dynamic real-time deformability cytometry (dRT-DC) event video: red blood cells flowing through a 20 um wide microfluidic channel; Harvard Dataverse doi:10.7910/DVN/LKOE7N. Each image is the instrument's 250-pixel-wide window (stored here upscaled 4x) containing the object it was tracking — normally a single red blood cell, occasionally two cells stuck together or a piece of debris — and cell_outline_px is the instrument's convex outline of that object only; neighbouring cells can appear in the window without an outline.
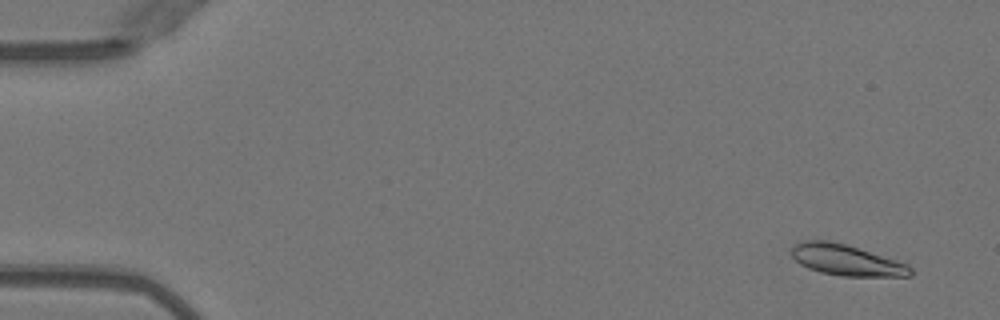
{"species": "Egyptian fruit bat (a non-hibernating species)", "species_latin": "Rousettus aegyptiacus", "temperature_condition": "warm", "stored_images_in_passage": 52, "camera_frame_rate_fps": 3000, "um_per_image_px": 0.085, "animal": {"sex": "female"}, "frame": {"image": 1, "passage_image": 3, "time_ms": 0.667, "image_size_px": [1000, 320], "cell_outline_px": [[912, 276], [840, 276], [820, 272], [808, 268], [800, 264], [792, 256], [792, 248], [796, 244], [808, 240], [828, 240], [844, 244], [896, 260], [908, 264], [912, 268]], "centroid_in_image_um": [71.95, 22.12], "position_along_channel_um": 13.0, "area_um2": 21.15}}
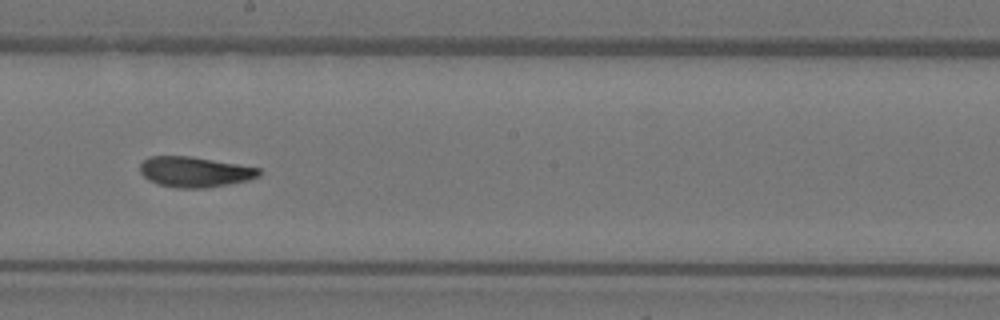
{"frame": {"image": 2, "passage_image": 29, "time_ms": 9.333, "image_size_px": [1000, 320], "cell_outline_px": [[260, 176], [248, 180], [204, 188], [176, 188], [156, 184], [148, 180], [140, 172], [140, 164], [148, 156], [192, 156], [260, 168]], "centroid_in_image_um": [16.52, 14.61], "position_along_channel_um": 231.7, "area_um2": 21.1}}
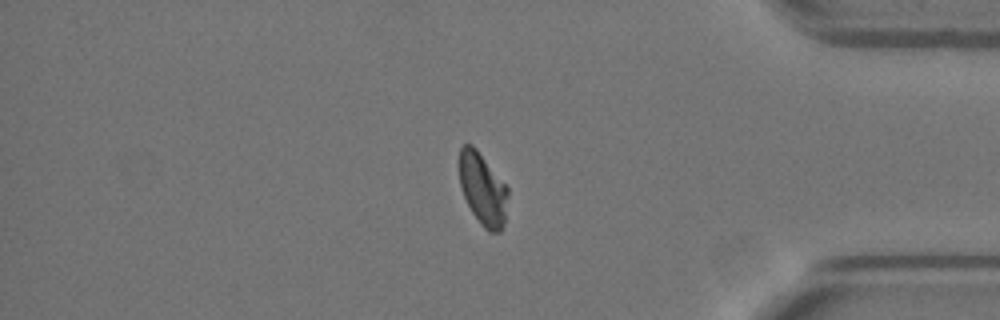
{"frame": {"image": 3, "passage_image": 43, "time_ms": 14.0, "image_size_px": [1000, 320], "cell_outline_px": [[508, 196], [504, 220], [500, 232], [488, 232], [480, 224], [472, 212], [460, 188], [460, 148], [464, 144], [472, 144], [476, 148], [508, 188]], "centroid_in_image_um": [41.03, 16.08], "position_along_channel_um": 394.2, "area_um2": 20.17}, "authors_computed_cell_mechanics": {"area_um2": 21.097, "velocity_mm_per_s": 4.0266, "shape_relaxation_time_tau1_ms": 4.2867, "shape_relaxation_time_tau2_ms": 1.723, "deformation_change_tau1": 0.1759, "deformation_change_tau2": 0.0757}}